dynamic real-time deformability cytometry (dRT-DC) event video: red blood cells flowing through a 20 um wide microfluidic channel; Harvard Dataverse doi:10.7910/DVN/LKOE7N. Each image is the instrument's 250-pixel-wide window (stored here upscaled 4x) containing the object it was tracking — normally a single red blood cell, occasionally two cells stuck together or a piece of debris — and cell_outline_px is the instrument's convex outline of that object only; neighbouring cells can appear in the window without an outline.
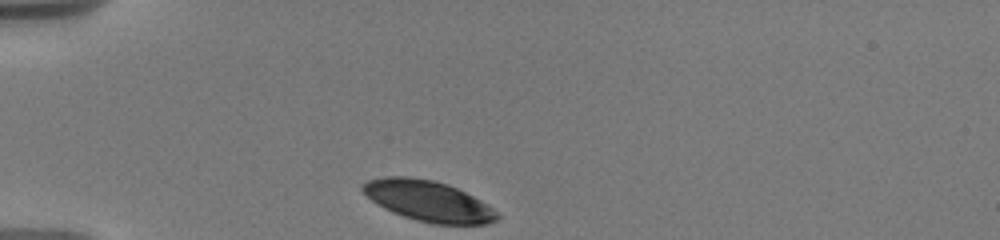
{"species": "human", "species_latin": "Homo sapiens", "temperature_condition": "warm", "stored_images_in_passage": 6, "camera_frame_rate_fps": 3000, "um_per_image_px": 0.085, "donor": {"sex": "male"}, "frame": {"image": 1, "passage_image": 1, "time_ms": 0.0, "image_size_px": [1000, 240], "cell_outline_px": [[500, 216], [496, 220], [484, 224], [432, 224], [416, 220], [392, 212], [384, 208], [372, 200], [360, 188], [360, 184], [368, 180], [384, 176], [408, 176], [432, 180], [448, 184], [488, 204]], "centroid_in_image_um": [36.38, 17.07], "position_along_channel_um": 48.6, "area_um2": 31.67}}